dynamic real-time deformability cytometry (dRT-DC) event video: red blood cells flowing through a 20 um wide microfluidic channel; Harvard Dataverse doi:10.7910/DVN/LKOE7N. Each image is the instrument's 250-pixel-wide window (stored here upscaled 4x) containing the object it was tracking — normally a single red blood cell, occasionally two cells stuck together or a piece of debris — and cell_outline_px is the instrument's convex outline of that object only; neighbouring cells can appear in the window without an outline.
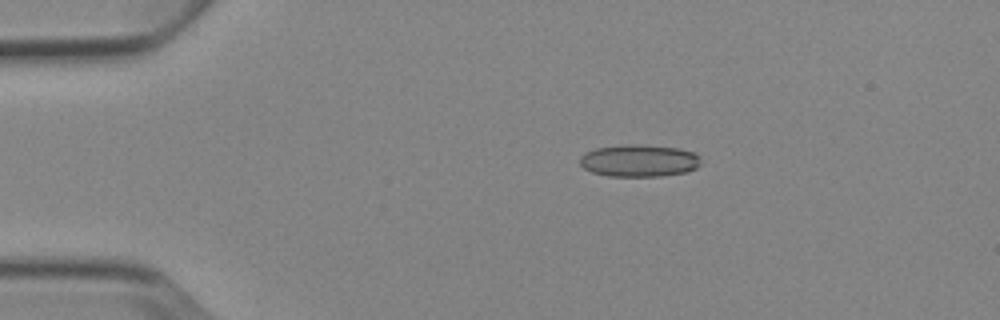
{"species": "Egyptian fruit bat (a non-hibernating species)", "species_latin": "Rousettus aegyptiacus", "temperature_condition": "cold", "stored_images_in_passage": 53, "camera_frame_rate_fps": 3000, "um_per_image_px": 0.085, "animal": {"sex": "female"}, "frame": {"image": 1, "passage_image": 11, "time_ms": 3.333, "image_size_px": [1000, 320], "cell_outline_px": [[700, 164], [696, 168], [688, 172], [660, 176], [608, 176], [592, 172], [584, 168], [580, 164], [580, 156], [584, 152], [596, 148], [624, 144], [636, 144], [680, 148], [696, 152], [700, 156]], "centroid_in_image_um": [54.34, 13.65], "position_along_channel_um": 30.7, "area_um2": 23.0}}
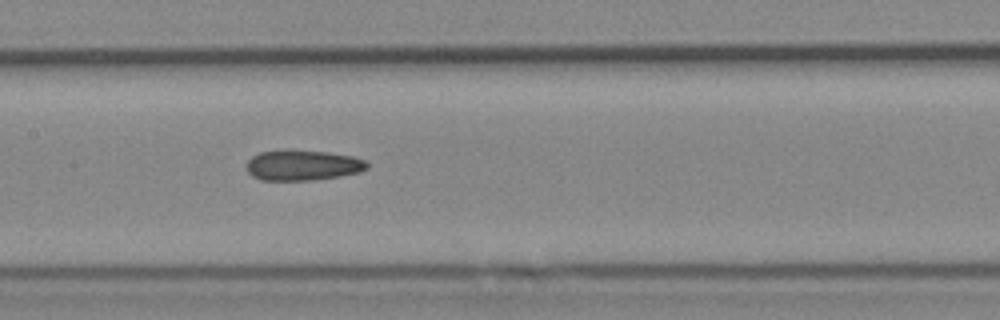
{"frame": {"image": 2, "passage_image": 27, "time_ms": 8.667, "image_size_px": [1000, 320], "cell_outline_px": [[368, 168], [360, 172], [340, 176], [312, 180], [260, 180], [252, 176], [248, 172], [248, 160], [252, 156], [260, 152], [288, 148], [328, 152], [352, 156], [364, 160], [368, 164]], "centroid_in_image_um": [25.72, 14.02], "position_along_channel_um": 181.7, "area_um2": 21.68}}
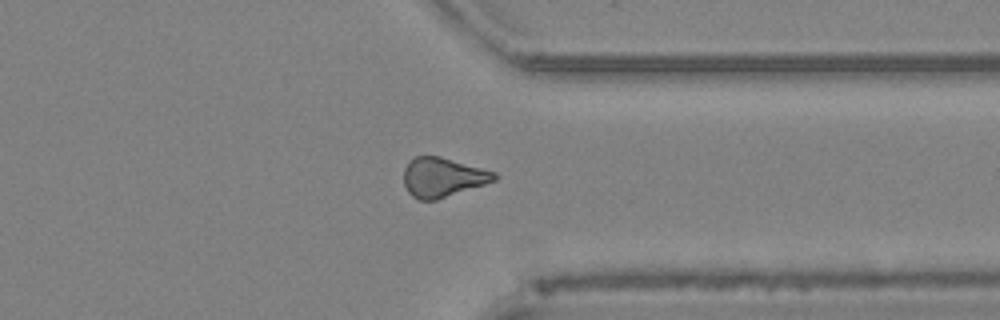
{"frame": {"image": 3, "passage_image": 42, "time_ms": 13.667, "image_size_px": [1000, 320], "cell_outline_px": [[500, 176], [496, 180], [436, 200], [420, 200], [412, 196], [408, 192], [404, 184], [404, 168], [416, 156], [440, 156], [496, 172]], "centroid_in_image_um": [37.64, 15.07], "position_along_channel_um": 373.8, "area_um2": 20.63}, "authors_computed_cell_mechanics": {"area_um2": 21.6172, "velocity_mm_per_s": 3.8707, "shape_relaxation_time_tau1_ms": null, "shape_relaxation_time_tau2_ms": 7.3802, "deformation_change_tau1": null, "deformation_change_tau2": 0.1677}}